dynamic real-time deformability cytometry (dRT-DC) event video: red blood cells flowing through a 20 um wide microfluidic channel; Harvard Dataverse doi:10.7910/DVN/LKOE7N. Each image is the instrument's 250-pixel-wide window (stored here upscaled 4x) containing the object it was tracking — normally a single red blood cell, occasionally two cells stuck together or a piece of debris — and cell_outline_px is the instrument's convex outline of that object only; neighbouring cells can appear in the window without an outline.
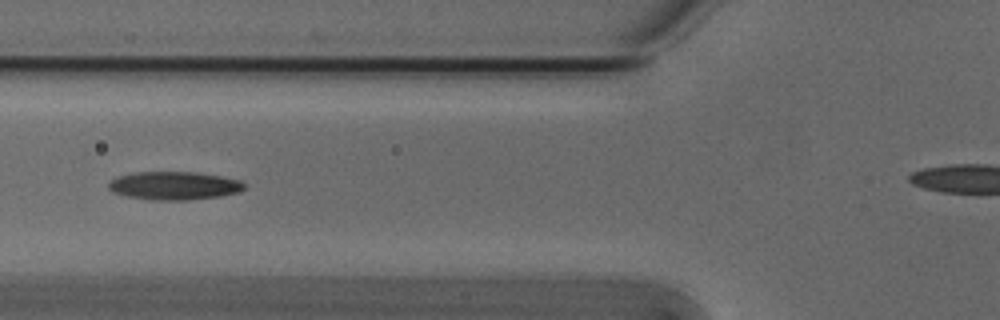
{"species": "Egyptian fruit bat (a non-hibernating species)", "species_latin": "Rousettus aegyptiacus", "temperature_condition": "cold", "stored_images_in_passage": 4, "camera_frame_rate_fps": 3000, "um_per_image_px": 0.085, "animal": {"sex": "male"}, "frame": {"image": 1, "passage_image": 4, "time_ms": 1.0, "image_size_px": [1000, 320], "cell_outline_px": [[244, 188], [240, 192], [220, 196], [188, 200], [152, 200], [128, 196], [112, 192], [108, 188], [108, 184], [116, 176], [136, 172], [196, 172], [220, 176], [240, 180], [244, 184]], "centroid_in_image_um": [14.79, 15.78], "position_along_channel_um": 111.0, "area_um2": 22.31}}